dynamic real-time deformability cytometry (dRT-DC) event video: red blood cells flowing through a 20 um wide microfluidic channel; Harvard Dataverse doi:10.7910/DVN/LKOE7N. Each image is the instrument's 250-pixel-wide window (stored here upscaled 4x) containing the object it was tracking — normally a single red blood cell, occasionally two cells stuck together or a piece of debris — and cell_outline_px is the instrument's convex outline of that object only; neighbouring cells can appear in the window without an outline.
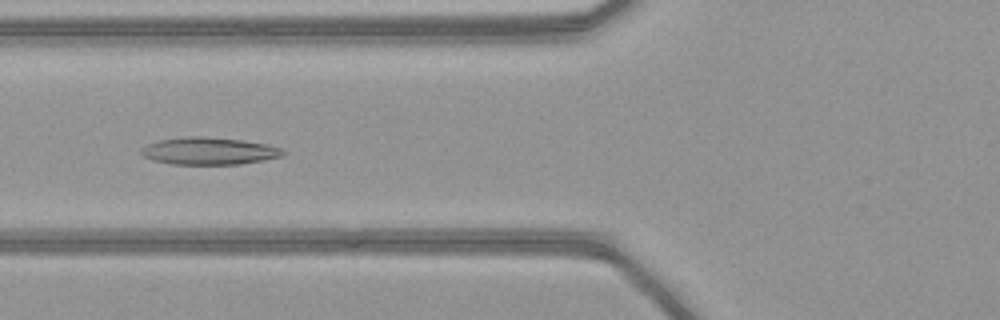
{"species": "common noctule bat (a hibernating species)", "species_latin": "Nyctalus noctula", "temperature_condition": "warm", "stored_images_in_passage": 45, "camera_frame_rate_fps": 3000, "um_per_image_px": 0.085, "animal": {"sex": "female", "body_mass_g": 21.9}, "frame": {"image": 1, "passage_image": 14, "time_ms": 4.333, "image_size_px": [1000, 320], "cell_outline_px": [[284, 156], [264, 160], [240, 164], [172, 164], [152, 160], [144, 156], [140, 152], [148, 144], [160, 140], [188, 136], [204, 136], [244, 140], [268, 144], [280, 148], [284, 152]], "centroid_in_image_um": [17.8, 12.83], "position_along_channel_um": 108.0, "area_um2": 22.48}}
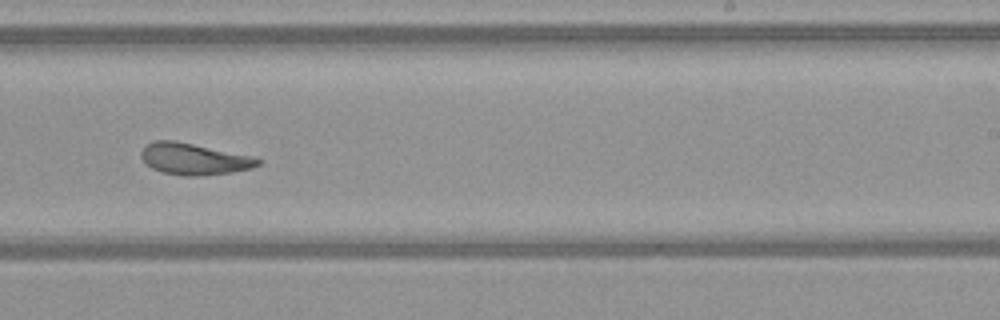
{"frame": {"image": 2, "passage_image": 26, "time_ms": 8.333, "image_size_px": [1000, 320], "cell_outline_px": [[260, 164], [252, 168], [232, 172], [204, 176], [184, 176], [160, 172], [152, 168], [140, 156], [140, 152], [152, 140], [176, 140], [256, 156], [260, 160]], "centroid_in_image_um": [16.52, 13.51], "position_along_channel_um": 272.5, "area_um2": 21.79}}
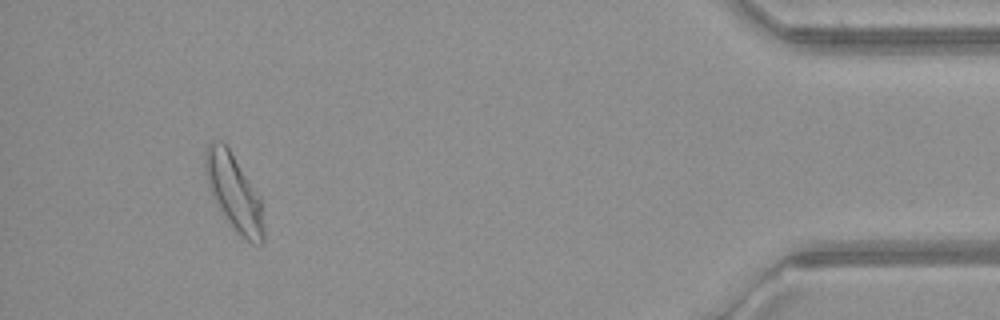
{"frame": {"image": 3, "passage_image": 41, "time_ms": 13.333, "image_size_px": [1000, 320], "cell_outline_px": [[264, 240], [260, 244], [252, 244], [228, 224], [216, 204], [208, 188], [204, 168], [204, 152], [208, 144], [212, 140], [220, 140], [228, 148], [260, 196], [264, 228]], "centroid_in_image_um": [19.86, 16.36], "position_along_channel_um": 415.3, "area_um2": 26.01}, "authors_computed_cell_mechanics": {"area_um2": 22.542, "velocity_mm_per_s": 4.1035, "shape_relaxation_time_tau1_ms": null, "shape_relaxation_time_tau2_ms": 3.5254, "deformation_change_tau1": null, "deformation_change_tau2": 0.1188}}